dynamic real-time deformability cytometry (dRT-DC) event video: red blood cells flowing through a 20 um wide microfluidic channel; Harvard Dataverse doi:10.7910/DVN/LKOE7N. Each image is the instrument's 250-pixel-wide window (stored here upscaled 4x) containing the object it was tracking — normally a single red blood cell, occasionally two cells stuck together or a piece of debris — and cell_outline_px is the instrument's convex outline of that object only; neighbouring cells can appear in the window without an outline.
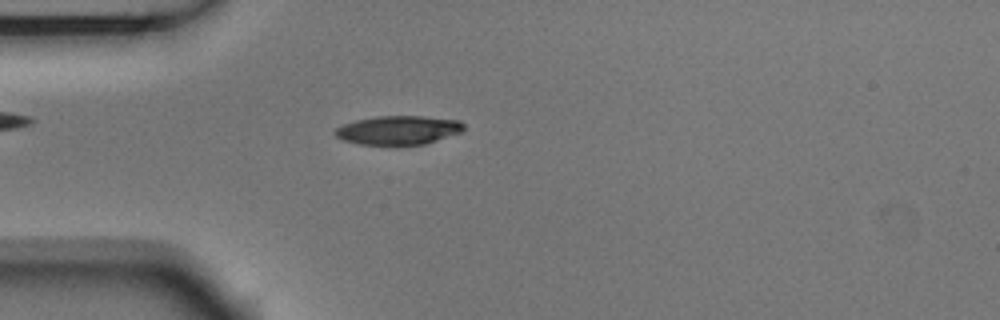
{"species": "Egyptian fruit bat (a non-hibernating species)", "species_latin": "Rousettus aegyptiacus", "temperature_condition": "room temperature", "stored_images_in_passage": 54, "camera_frame_rate_fps": 3000, "um_per_image_px": 0.085, "animal": {"sex": "male"}, "frame": {"image": 1, "passage_image": 14, "time_ms": 4.333, "image_size_px": [1000, 320], "cell_outline_px": [[464, 128], [460, 132], [424, 144], [360, 144], [344, 140], [336, 136], [332, 132], [336, 128], [344, 124], [356, 120], [376, 116], [424, 116], [460, 120], [464, 124]], "centroid_in_image_um": [33.85, 11.04], "position_along_channel_um": 51.2, "area_um2": 21.39}}
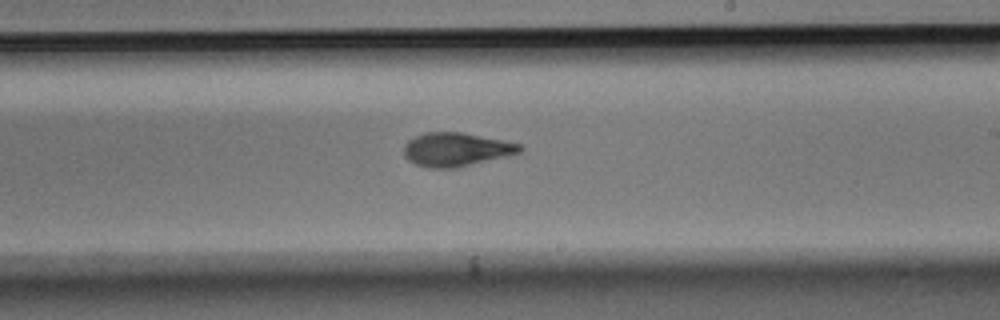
{"frame": {"image": 2, "passage_image": 31, "time_ms": 10.0, "image_size_px": [1000, 320], "cell_outline_px": [[524, 148], [520, 152], [456, 168], [428, 168], [416, 164], [408, 160], [404, 156], [404, 144], [408, 140], [424, 132], [460, 132], [504, 140], [520, 144]], "centroid_in_image_um": [38.74, 12.7], "position_along_channel_um": 250.3, "area_um2": 22.6}}
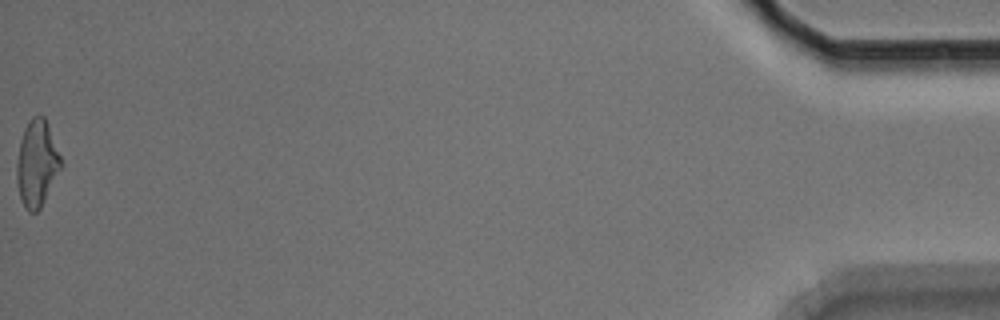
{"frame": {"image": 3, "passage_image": 54, "time_ms": 17.667, "image_size_px": [1000, 320], "cell_outline_px": [[64, 164], [40, 208], [36, 212], [28, 212], [24, 208], [20, 200], [16, 180], [16, 160], [20, 140], [24, 128], [32, 116], [44, 116], [48, 124]], "centroid_in_image_um": [3.13, 13.9], "position_along_channel_um": 432.1, "area_um2": 22.6}, "authors_computed_cell_mechanics": {"area_um2": 21.9929, "velocity_mm_per_s": 3.6692, "shape_relaxation_time_tau1_ms": 4.4974, "shape_relaxation_time_tau2_ms": 1.9143, "deformation_change_tau1": 0.1473, "deformation_change_tau2": 0.0849}}